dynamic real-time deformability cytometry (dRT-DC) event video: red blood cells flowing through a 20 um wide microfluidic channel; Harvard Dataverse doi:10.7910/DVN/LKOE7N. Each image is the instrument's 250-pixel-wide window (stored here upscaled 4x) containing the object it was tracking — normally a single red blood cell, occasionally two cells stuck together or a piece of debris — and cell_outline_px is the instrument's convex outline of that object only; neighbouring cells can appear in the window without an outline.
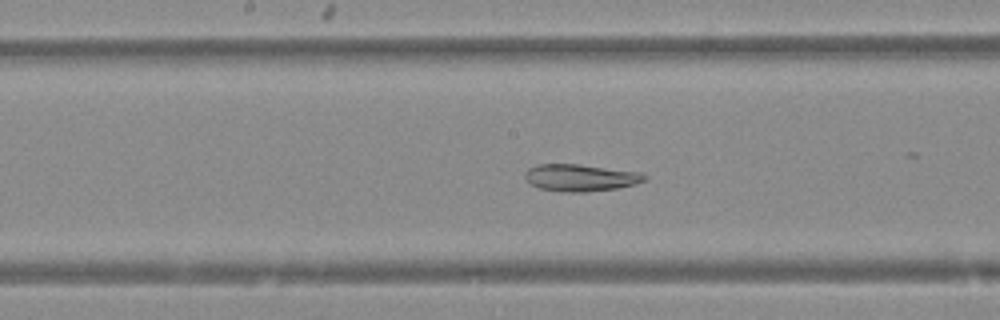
{"species": "Egyptian fruit bat (a non-hibernating species)", "species_latin": "Rousettus aegyptiacus", "temperature_condition": "warm", "stored_images_in_passage": 46, "camera_frame_rate_fps": 3000, "um_per_image_px": 0.085, "animal": {"sex": "female"}, "frame": {"image": 1, "passage_image": 22, "time_ms": 7.0, "image_size_px": [1000, 320], "cell_outline_px": [[648, 176], [644, 180], [636, 184], [616, 188], [584, 192], [560, 192], [540, 188], [532, 184], [524, 176], [524, 172], [528, 168], [540, 164], [576, 164], [640, 172]], "centroid_in_image_um": [49.33, 15.1], "position_along_channel_um": 198.9, "area_um2": 18.67}}
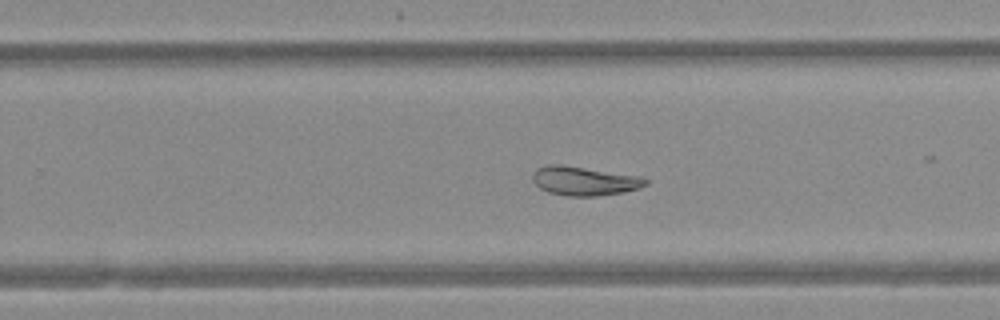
{"frame": {"image": 2, "passage_image": 28, "time_ms": 9.0, "image_size_px": [1000, 320], "cell_outline_px": [[648, 184], [640, 188], [624, 192], [596, 196], [568, 196], [548, 192], [540, 188], [532, 180], [532, 172], [536, 168], [548, 164], [560, 164], [640, 176], [648, 180]], "centroid_in_image_um": [49.65, 15.38], "position_along_channel_um": 280.2, "area_um2": 19.19}}
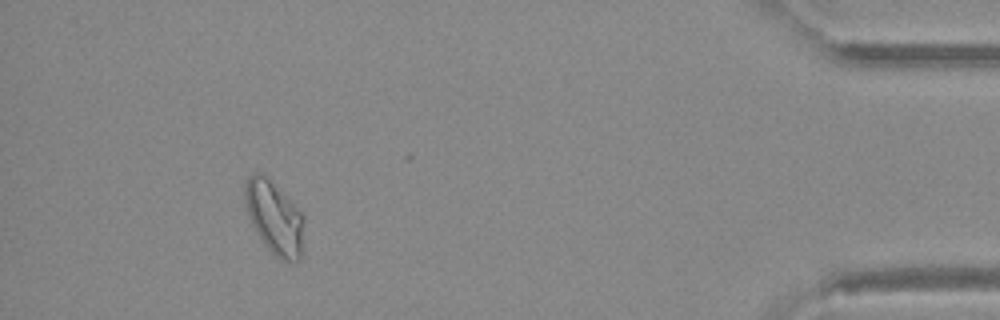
{"frame": {"image": 3, "passage_image": 42, "time_ms": 13.667, "image_size_px": [1000, 320], "cell_outline_px": [[304, 252], [300, 260], [284, 260], [276, 256], [268, 248], [252, 224], [248, 216], [244, 200], [244, 184], [248, 176], [256, 172], [260, 172], [304, 216]], "centroid_in_image_um": [23.33, 18.53], "position_along_channel_um": 411.9, "area_um2": 24.68}}